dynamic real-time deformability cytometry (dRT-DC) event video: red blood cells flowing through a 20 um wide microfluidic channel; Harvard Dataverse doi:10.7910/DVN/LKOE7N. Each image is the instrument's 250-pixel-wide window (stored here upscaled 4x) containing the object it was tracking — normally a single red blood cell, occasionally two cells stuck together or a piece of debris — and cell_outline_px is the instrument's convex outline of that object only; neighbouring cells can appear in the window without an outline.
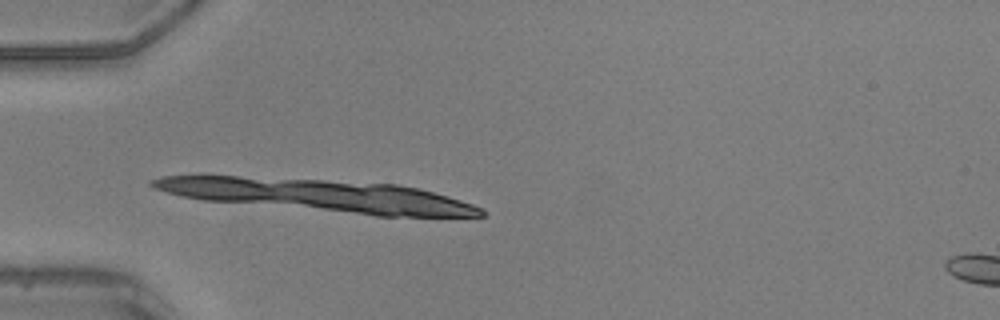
{"species": "common noctule bat (a hibernating species)", "species_latin": "Nyctalus noctula", "temperature_condition": "warm", "stored_images_in_passage": 16, "segment_of_instrument_passage": [2, 2], "camera_frame_rate_fps": 3000, "um_per_image_px": 0.085, "animal": {"sex": "male", "body_mass_g": 20.5, "forearm_length_mm": 52.5}, "frame": {"image": 1, "passage_image": 14, "time_ms": 4.333, "image_size_px": [1000, 320], "cell_outline_px": [[472, 216], [420, 216], [400, 212], [388, 188], [408, 188], [440, 196], [464, 204]], "centroid_in_image_um": [36.26, 17.33], "position_along_channel_um": 48.7, "area_um2": 11.04}}